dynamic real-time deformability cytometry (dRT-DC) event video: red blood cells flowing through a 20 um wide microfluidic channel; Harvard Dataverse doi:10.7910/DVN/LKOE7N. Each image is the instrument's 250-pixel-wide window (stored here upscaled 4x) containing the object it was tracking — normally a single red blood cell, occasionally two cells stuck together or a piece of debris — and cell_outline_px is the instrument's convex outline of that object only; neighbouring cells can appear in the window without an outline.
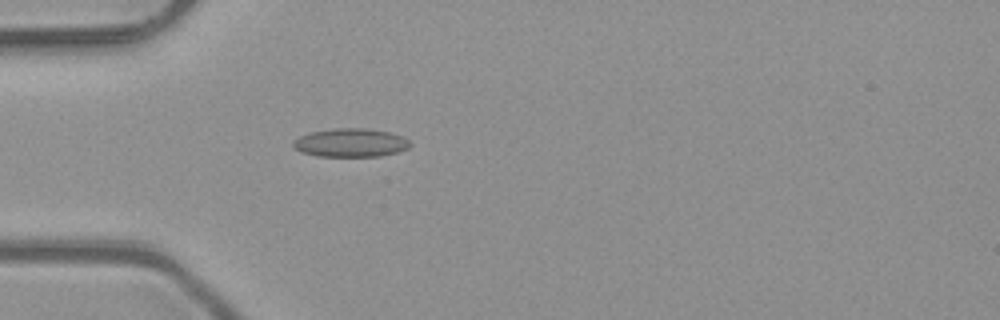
{"species": "common noctule bat (a hibernating species)", "species_latin": "Nyctalus noctula", "temperature_condition": "room temperature", "stored_images_in_passage": 50, "camera_frame_rate_fps": 3000, "um_per_image_px": 0.085, "animal": {"sex": "male", "body_mass_g": 23.1, "forearm_length_mm": 52.7}, "frame": {"image": 1, "passage_image": 15, "time_ms": 4.667, "image_size_px": [1000, 320], "cell_outline_px": [[412, 144], [408, 148], [396, 152], [380, 156], [316, 156], [300, 152], [292, 144], [292, 140], [308, 132], [336, 128], [364, 128], [392, 132], [404, 136]], "centroid_in_image_um": [29.8, 12.12], "position_along_channel_um": 55.2, "area_um2": 19.59}}
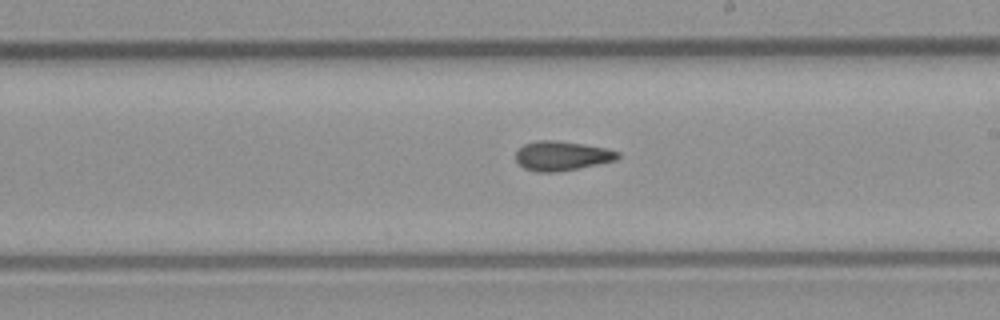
{"frame": {"image": 2, "passage_image": 29, "time_ms": 9.333, "image_size_px": [1000, 320], "cell_outline_px": [[620, 156], [616, 160], [556, 172], [536, 172], [524, 168], [516, 160], [516, 152], [524, 144], [540, 140], [556, 140], [584, 144], [608, 148], [620, 152]], "centroid_in_image_um": [47.76, 13.23], "position_along_channel_um": 241.2, "area_um2": 17.4}}
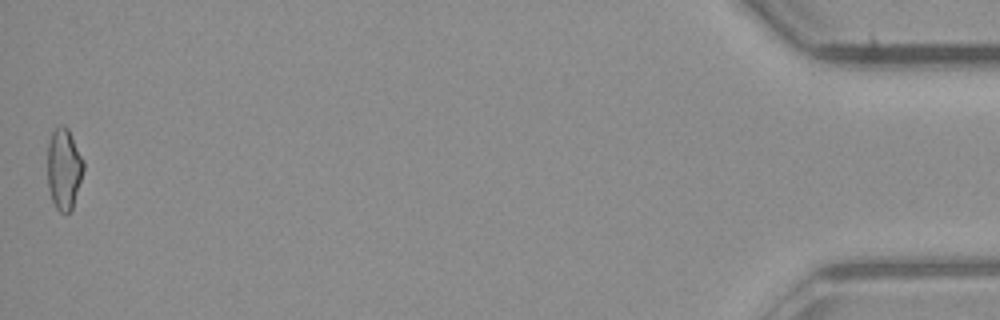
{"frame": {"image": 3, "passage_image": 50, "time_ms": 16.333, "image_size_px": [1000, 320], "cell_outline_px": [[84, 168], [72, 208], [68, 212], [60, 212], [56, 208], [52, 200], [48, 188], [48, 144], [52, 132], [56, 128], [64, 124], [68, 128], [84, 160]], "centroid_in_image_um": [5.43, 14.33], "position_along_channel_um": 429.8, "area_um2": 16.88}, "authors_computed_cell_mechanics": {"area_um2": 17.3689, "velocity_mm_per_s": 4.1179, "shape_relaxation_time_tau1_ms": null, "shape_relaxation_time_tau2_ms": 3.3427, "deformation_change_tau1": null, "deformation_change_tau2": 0.1144}}